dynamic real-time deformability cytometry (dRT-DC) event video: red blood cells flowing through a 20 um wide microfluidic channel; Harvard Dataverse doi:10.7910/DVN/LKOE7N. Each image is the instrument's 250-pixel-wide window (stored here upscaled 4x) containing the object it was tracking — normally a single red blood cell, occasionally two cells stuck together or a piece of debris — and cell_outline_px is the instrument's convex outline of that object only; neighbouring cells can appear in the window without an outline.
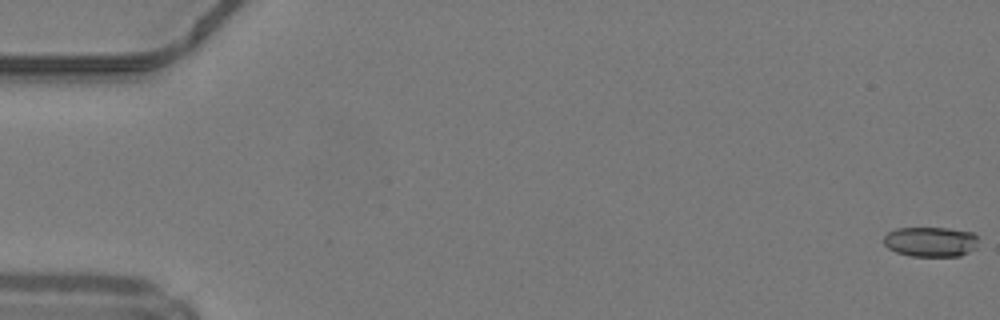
{"species": "common noctule bat (a hibernating species)", "species_latin": "Nyctalus noctula", "temperature_condition": "warm", "stored_images_in_passage": 14, "camera_frame_rate_fps": 3000, "um_per_image_px": 0.085, "animal": {"sex": "male", "body_mass_g": 19.2, "forearm_length_mm": 51.8}, "frame": {"image": 1, "passage_image": 1, "time_ms": 0.0, "image_size_px": [1000, 320], "cell_outline_px": [[976, 248], [960, 256], [912, 256], [896, 252], [888, 248], [884, 244], [884, 236], [888, 232], [896, 228], [948, 228], [972, 232], [976, 236]], "centroid_in_image_um": [79.08, 20.54], "position_along_channel_um": 5.9, "area_um2": 16.47}}
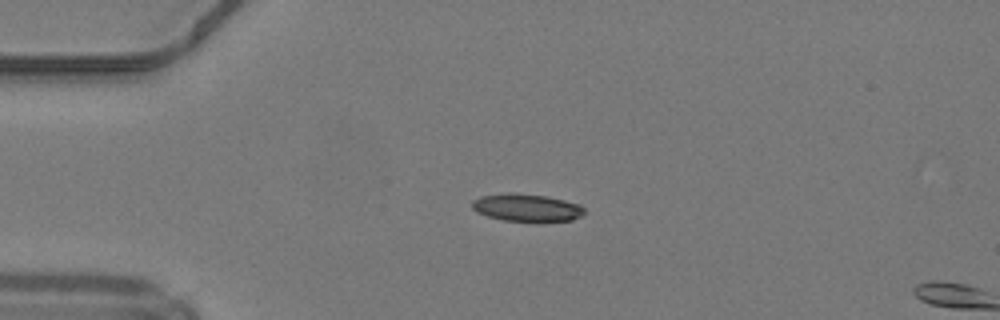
{"frame": {"image": 2, "passage_image": 13, "time_ms": 4.0, "image_size_px": [1000, 320], "cell_outline_px": [[584, 212], [580, 216], [572, 220], [504, 220], [488, 216], [476, 212], [472, 208], [472, 200], [480, 196], [508, 192], [512, 192], [548, 196], [580, 204], [584, 208]], "centroid_in_image_um": [44.73, 17.61], "position_along_channel_um": 40.3, "area_um2": 17.8}}